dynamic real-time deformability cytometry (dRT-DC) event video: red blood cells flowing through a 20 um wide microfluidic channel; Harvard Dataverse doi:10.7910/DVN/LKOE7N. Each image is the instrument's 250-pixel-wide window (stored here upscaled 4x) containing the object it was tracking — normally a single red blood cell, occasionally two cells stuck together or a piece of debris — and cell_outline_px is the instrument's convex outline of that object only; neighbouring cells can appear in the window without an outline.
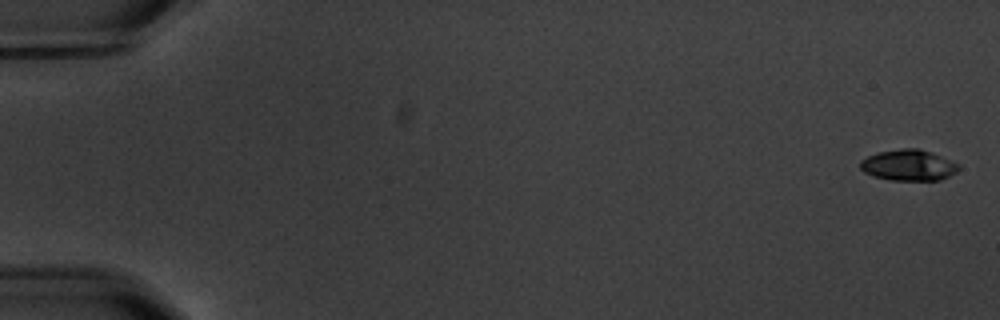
{"species": "common noctule bat (a hibernating species)", "species_latin": "Nyctalus noctula", "temperature_condition": "warm", "stored_images_in_passage": 7, "camera_frame_rate_fps": 3000, "um_per_image_px": 0.085, "animal": {"sex": "male", "body_mass_g": 20.1, "forearm_length_mm": 53.5}, "frame": {"image": 1, "passage_image": 1, "time_ms": 0.0, "image_size_px": [1000, 320], "cell_outline_px": [[960, 168], [956, 172], [940, 180], [888, 180], [872, 176], [864, 172], [860, 168], [860, 160], [868, 156], [880, 152], [900, 148], [920, 148], [932, 152], [960, 164]], "centroid_in_image_um": [77.23, 14.04], "position_along_channel_um": 7.8, "area_um2": 17.92}}
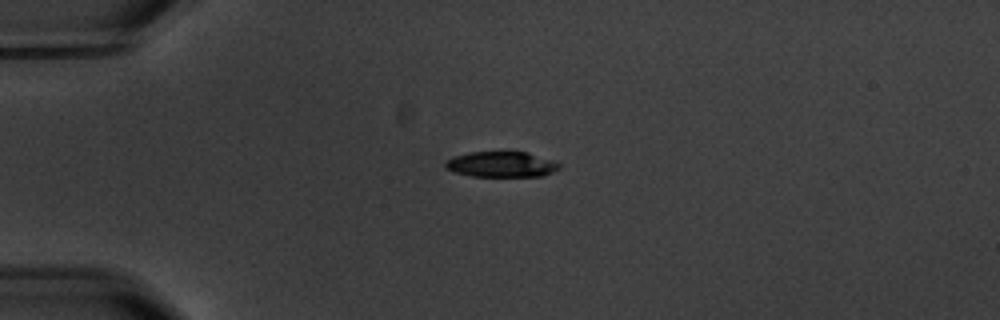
{"frame": {"image": 2, "passage_image": 5, "time_ms": 4.667, "image_size_px": [1000, 320], "cell_outline_px": [[560, 168], [544, 176], [472, 176], [456, 172], [444, 168], [444, 160], [452, 156], [468, 152], [508, 148], [528, 152], [556, 160], [560, 164]], "centroid_in_image_um": [42.62, 13.9], "position_along_channel_um": 42.4, "area_um2": 18.09}}